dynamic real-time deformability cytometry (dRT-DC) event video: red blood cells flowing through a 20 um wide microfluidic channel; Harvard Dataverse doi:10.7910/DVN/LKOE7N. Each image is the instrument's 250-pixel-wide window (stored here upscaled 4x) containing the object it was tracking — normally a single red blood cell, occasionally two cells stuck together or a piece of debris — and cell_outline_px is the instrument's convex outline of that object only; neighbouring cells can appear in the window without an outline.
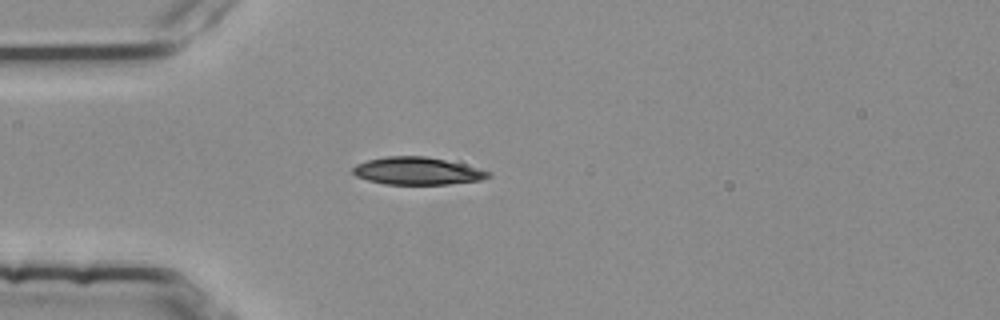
{"species": "common noctule bat (a hibernating species)", "species_latin": "Nyctalus noctula", "temperature_condition": "room temperature", "stored_images_in_passage": 1, "camera_frame_rate_fps": 3000, "um_per_image_px": 0.085, "animal": {"sex": "female", "body_mass_g": 25.1}, "frame": {"image": 1, "passage_image": 1, "time_ms": 0.0, "image_size_px": [1000, 320], "cell_outline_px": [[492, 176], [484, 180], [448, 184], [384, 184], [368, 180], [356, 176], [352, 172], [352, 168], [356, 164], [368, 160], [388, 156], [424, 156], [444, 160], [480, 168], [492, 172]], "centroid_in_image_um": [35.5, 14.54], "position_along_channel_um": 49.5, "area_um2": 21.73}}